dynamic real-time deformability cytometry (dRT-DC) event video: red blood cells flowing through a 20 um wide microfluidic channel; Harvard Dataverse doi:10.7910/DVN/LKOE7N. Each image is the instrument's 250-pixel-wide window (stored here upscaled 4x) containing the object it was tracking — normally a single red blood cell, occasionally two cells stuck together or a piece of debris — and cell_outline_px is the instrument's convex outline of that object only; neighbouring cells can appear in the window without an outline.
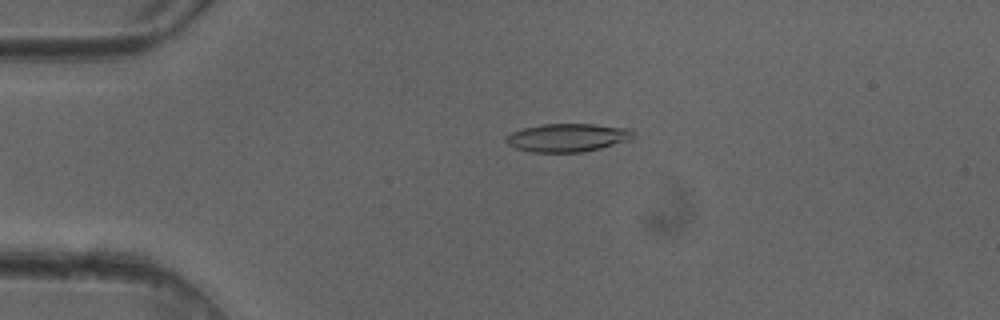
{"species": "common noctule bat (a hibernating species)", "species_latin": "Nyctalus noctula", "temperature_condition": "cold", "stored_images_in_passage": 50, "camera_frame_rate_fps": 3000, "um_per_image_px": 0.085, "animal": {"sex": "female"}, "frame": {"image": 1, "passage_image": 11, "time_ms": 3.333, "image_size_px": [1000, 320], "cell_outline_px": [[636, 136], [628, 140], [600, 148], [584, 152], [532, 152], [516, 148], [508, 144], [504, 140], [504, 136], [512, 132], [524, 128], [540, 124], [596, 124], [632, 128], [636, 132]], "centroid_in_image_um": [48.27, 11.68], "position_along_channel_um": 36.7, "area_um2": 21.15}}
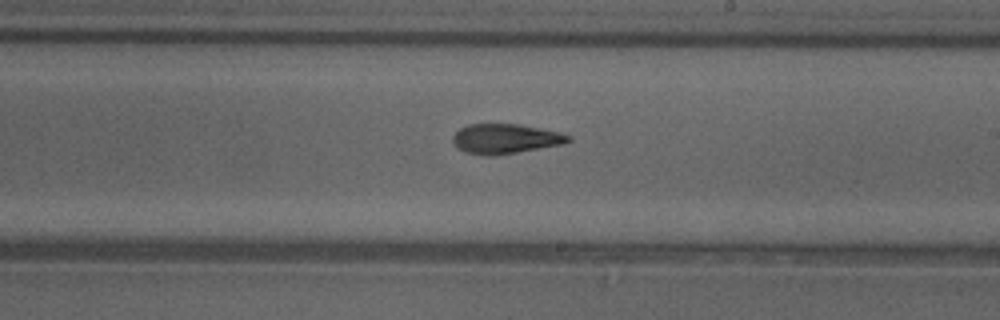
{"frame": {"image": 2, "passage_image": 29, "time_ms": 9.333, "image_size_px": [1000, 320], "cell_outline_px": [[572, 140], [564, 144], [492, 156], [484, 156], [464, 152], [456, 148], [452, 140], [452, 136], [460, 128], [468, 124], [520, 124], [560, 132], [572, 136]], "centroid_in_image_um": [42.94, 11.8], "position_along_channel_um": 246.1, "area_um2": 20.23}}
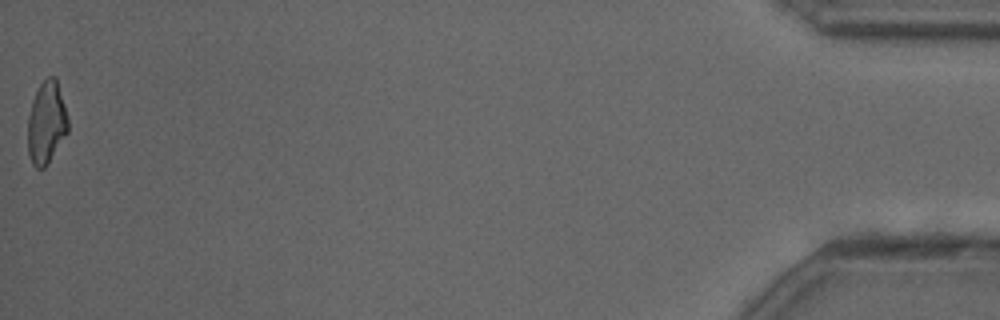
{"frame": {"image": 3, "passage_image": 50, "time_ms": 16.333, "image_size_px": [1000, 320], "cell_outline_px": [[68, 132], [48, 164], [44, 168], [36, 168], [32, 164], [28, 152], [28, 116], [32, 100], [40, 84], [48, 76], [52, 76], [56, 80], [64, 104], [68, 120]], "centroid_in_image_um": [3.94, 10.47], "position_along_channel_um": 431.3, "area_um2": 19.19}, "authors_computed_cell_mechanics": {"area_um2": 20.3167, "velocity_mm_per_s": 4.1073, "shape_relaxation_time_tau1_ms": null, "shape_relaxation_time_tau2_ms": 2.8493, "deformation_change_tau1": null, "deformation_change_tau2": 0.1175}}